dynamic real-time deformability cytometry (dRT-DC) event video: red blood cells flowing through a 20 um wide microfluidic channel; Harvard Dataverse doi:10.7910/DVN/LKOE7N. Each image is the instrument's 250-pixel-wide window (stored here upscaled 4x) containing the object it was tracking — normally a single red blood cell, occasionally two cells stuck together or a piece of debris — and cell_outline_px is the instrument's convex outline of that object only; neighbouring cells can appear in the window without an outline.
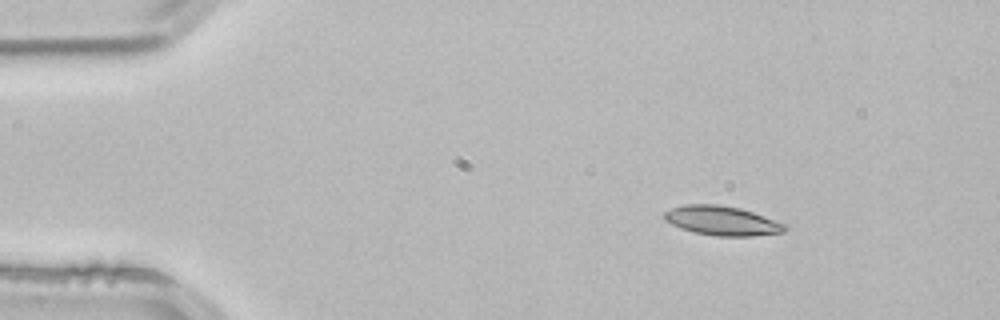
{"species": "common noctule bat (a hibernating species)", "species_latin": "Nyctalus noctula", "temperature_condition": "room temperature", "stored_images_in_passage": 3, "camera_frame_rate_fps": 3000, "um_per_image_px": 0.085, "animal": {"sex": "male", "body_mass_g": 21.5, "forearm_length_mm": 52.0}, "frame": {"image": 1, "passage_image": 1, "time_ms": 0.0, "image_size_px": [1000, 320], "cell_outline_px": [[788, 228], [784, 232], [752, 236], [716, 236], [696, 232], [680, 228], [664, 220], [664, 212], [672, 208], [684, 204], [716, 204], [740, 208], [788, 224]], "centroid_in_image_um": [61.4, 18.76], "position_along_channel_um": 23.6, "area_um2": 20.63}}
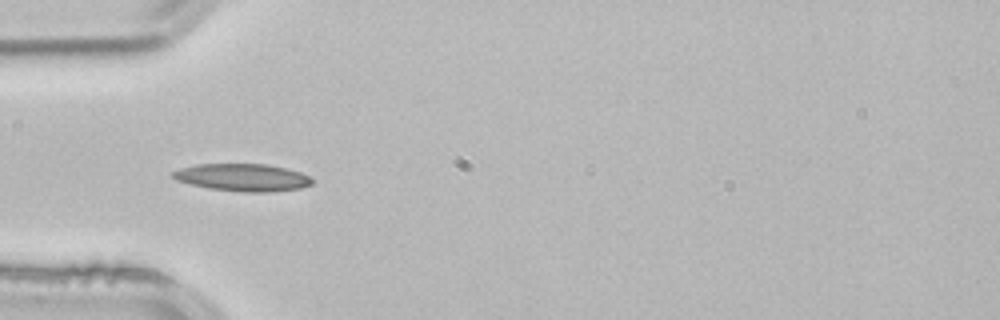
{"frame": {"image": 2, "passage_image": 3, "time_ms": 0.667, "image_size_px": [1000, 320], "cell_outline_px": [[312, 184], [300, 188], [268, 192], [244, 192], [208, 188], [176, 180], [172, 176], [172, 172], [180, 168], [196, 164], [268, 164], [300, 172], [308, 176], [312, 180]], "centroid_in_image_um": [20.61, 15.08], "position_along_channel_um": 64.4, "area_um2": 22.08}}